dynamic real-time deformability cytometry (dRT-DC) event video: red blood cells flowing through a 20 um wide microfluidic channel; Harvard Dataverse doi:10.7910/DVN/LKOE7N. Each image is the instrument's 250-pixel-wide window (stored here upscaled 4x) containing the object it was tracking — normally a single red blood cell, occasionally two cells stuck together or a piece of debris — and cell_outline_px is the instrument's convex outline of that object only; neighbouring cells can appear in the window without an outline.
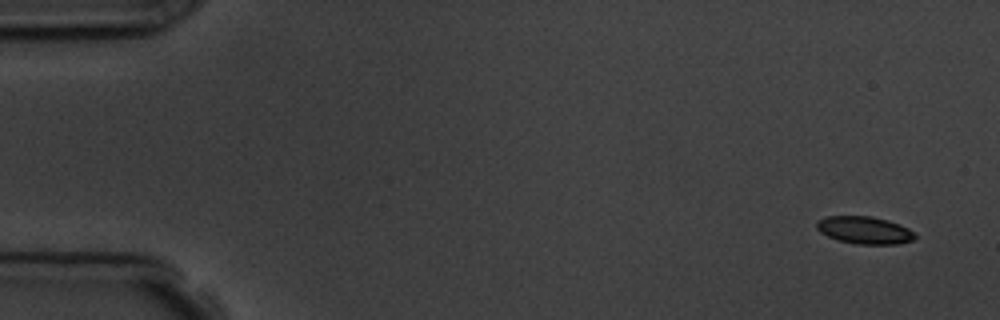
{"species": "common noctule bat (a hibernating species)", "species_latin": "Nyctalus noctula", "temperature_condition": "room temperature", "stored_images_in_passage": 2, "segment_of_instrument_passage": [2, 2], "camera_frame_rate_fps": 3000, "um_per_image_px": 0.085, "animal": {"sex": "male", "body_mass_g": 19.5, "forearm_length_mm": 54.6}, "frame": {"image": 1, "passage_image": 2, "time_ms": 2.0, "image_size_px": [1000, 320], "cell_outline_px": [[916, 236], [912, 240], [896, 244], [856, 244], [836, 240], [820, 232], [816, 228], [816, 220], [824, 216], [872, 216], [888, 220], [900, 224], [908, 228]], "centroid_in_image_um": [73.43, 19.55], "position_along_channel_um": 11.6, "area_um2": 15.84}}